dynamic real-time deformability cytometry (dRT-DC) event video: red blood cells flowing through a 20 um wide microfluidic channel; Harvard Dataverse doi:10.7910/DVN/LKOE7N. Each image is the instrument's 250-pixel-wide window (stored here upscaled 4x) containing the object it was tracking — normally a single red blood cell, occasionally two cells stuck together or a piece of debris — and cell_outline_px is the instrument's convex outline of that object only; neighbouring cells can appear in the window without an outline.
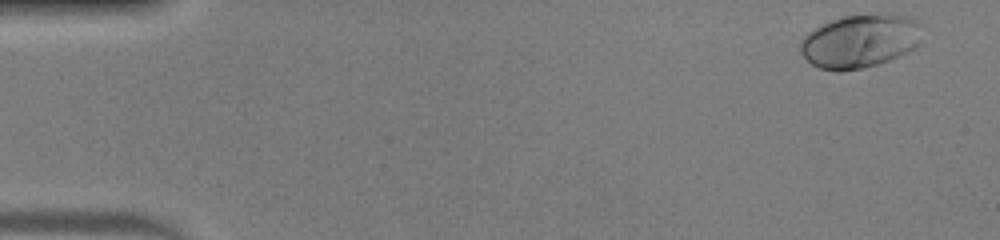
{"species": "human", "species_latin": "Homo sapiens", "temperature_condition": "warm", "stored_images_in_passage": 47, "camera_frame_rate_fps": 3000, "um_per_image_px": 0.085, "donor": {"sex": "male"}, "frame": {"image": 1, "passage_image": 1, "time_ms": 0.0, "image_size_px": [1000, 240], "cell_outline_px": [[924, 24], [920, 44], [916, 48], [900, 56], [876, 64], [860, 68], [820, 68], [812, 64], [800, 52], [800, 40], [808, 32], [840, 16], [880, 12], [892, 12], [912, 16]], "centroid_in_image_um": [73.23, 3.4], "position_along_channel_um": 11.8, "area_um2": 38.38}}
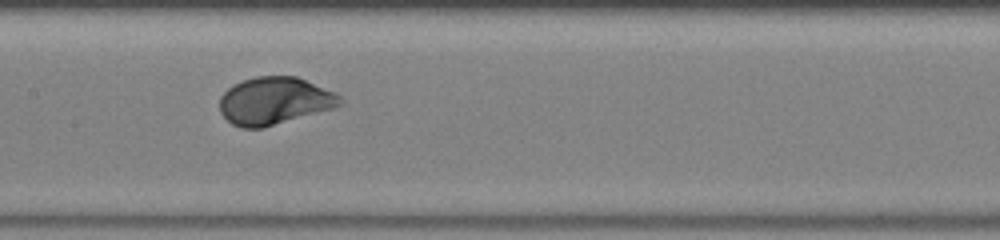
{"frame": {"image": 2, "passage_image": 23, "time_ms": 7.333, "image_size_px": [1000, 240], "cell_outline_px": [[344, 104], [336, 108], [264, 128], [240, 128], [232, 124], [220, 112], [220, 96], [232, 84], [256, 76], [296, 76], [336, 92], [340, 96]], "centroid_in_image_um": [23.36, 8.58], "position_along_channel_um": 184.0, "area_um2": 33.7}}
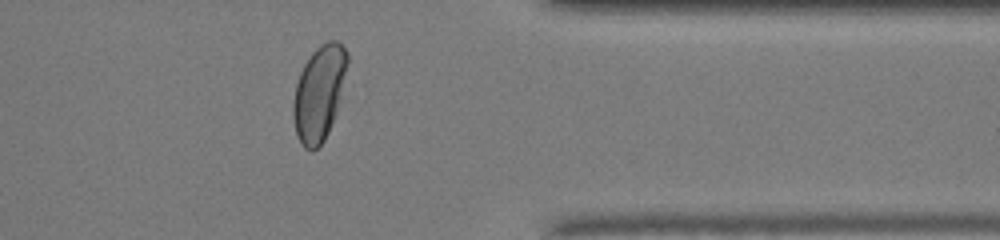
{"frame": {"image": 3, "passage_image": 38, "time_ms": 12.333, "image_size_px": [1000, 240], "cell_outline_px": [[348, 60], [336, 112], [332, 124], [324, 140], [312, 152], [304, 148], [300, 144], [296, 136], [292, 116], [292, 104], [296, 84], [300, 72], [304, 64], [312, 52], [320, 44], [328, 40], [336, 40], [348, 52]], "centroid_in_image_um": [27.09, 7.94], "position_along_channel_um": 384.3, "area_um2": 29.94}, "authors_computed_cell_mechanics": {"area_um2": 33.6396, "velocity_mm_per_s": 4.2304, "shape_relaxation_time_tau1_ms": 2.4236, "shape_relaxation_time_tau2_ms": null, "deformation_change_tau1": 0.1623, "deformation_change_tau2": null}}